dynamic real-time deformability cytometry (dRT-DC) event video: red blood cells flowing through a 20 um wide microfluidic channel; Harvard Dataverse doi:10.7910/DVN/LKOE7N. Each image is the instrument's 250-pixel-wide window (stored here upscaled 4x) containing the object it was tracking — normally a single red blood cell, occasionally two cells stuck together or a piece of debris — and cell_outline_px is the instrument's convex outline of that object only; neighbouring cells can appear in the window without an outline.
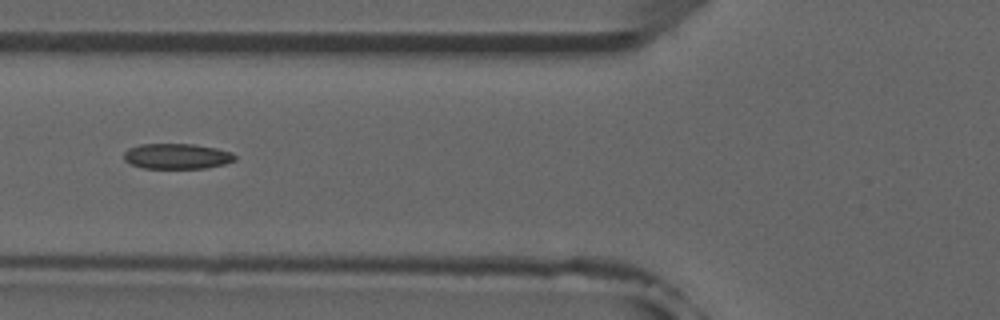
{"species": "common noctule bat (a hibernating species)", "species_latin": "Nyctalus noctula", "temperature_condition": "room temperature", "stored_images_in_passage": 6, "camera_frame_rate_fps": 3000, "um_per_image_px": 0.085, "animal": {"sex": "male", "forearm_length_mm": 52.5}, "frame": {"image": 1, "passage_image": 5, "time_ms": 4.667, "image_size_px": [1000, 320], "cell_outline_px": [[236, 160], [224, 164], [208, 168], [144, 168], [132, 164], [124, 160], [124, 152], [128, 148], [140, 144], [192, 144], [216, 148], [232, 152], [236, 156]], "centroid_in_image_um": [15.05, 13.28], "position_along_channel_um": 110.7, "area_um2": 16.47}}
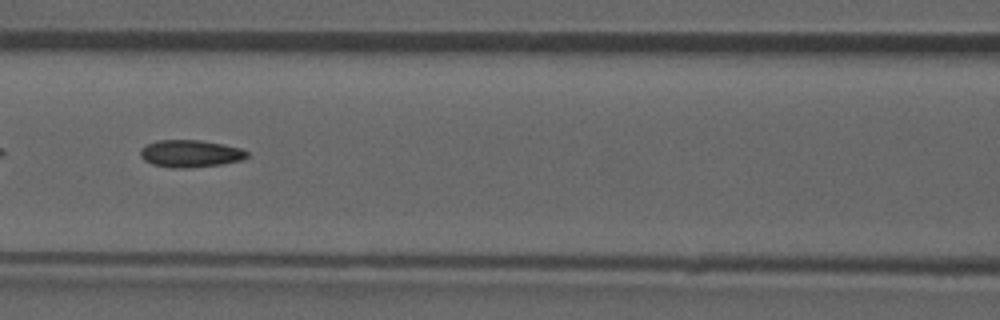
{"frame": {"image": 2, "passage_image": 6, "time_ms": 5.667, "image_size_px": [1000, 320], "cell_outline_px": [[248, 156], [244, 160], [220, 164], [188, 168], [172, 168], [152, 164], [144, 160], [140, 156], [140, 148], [144, 144], [156, 140], [200, 140], [224, 144], [240, 148], [248, 152]], "centroid_in_image_um": [16.15, 13.05], "position_along_channel_um": 150.4, "area_um2": 17.17}}